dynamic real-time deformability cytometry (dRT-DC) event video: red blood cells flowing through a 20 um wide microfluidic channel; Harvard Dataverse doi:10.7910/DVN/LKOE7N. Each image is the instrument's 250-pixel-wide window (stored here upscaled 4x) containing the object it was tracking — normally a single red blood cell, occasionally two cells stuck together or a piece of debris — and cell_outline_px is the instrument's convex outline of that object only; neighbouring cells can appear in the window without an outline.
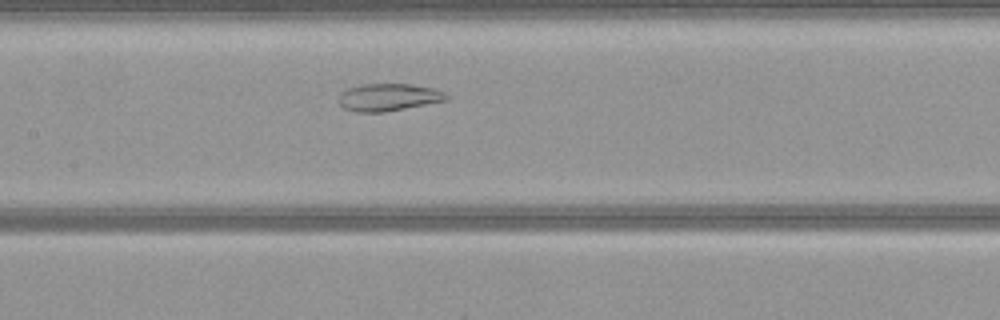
{"species": "common noctule bat (a hibernating species)", "species_latin": "Nyctalus noctula", "temperature_condition": "warm", "stored_images_in_passage": 43, "camera_frame_rate_fps": 3000, "um_per_image_px": 0.085, "animal": {"sex": "female", "body_mass_g": 21.9}, "frame": {"image": 1, "passage_image": 15, "time_ms": 4.667, "image_size_px": [1000, 320], "cell_outline_px": [[448, 100], [384, 112], [356, 112], [344, 108], [340, 104], [340, 92], [344, 88], [360, 84], [412, 84], [436, 88], [444, 92], [448, 96]], "centroid_in_image_um": [33.01, 8.25], "position_along_channel_um": 174.4, "area_um2": 17.34}}
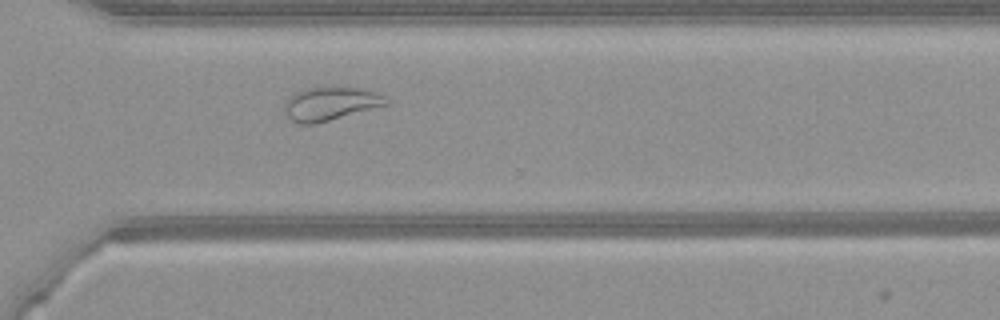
{"frame": {"image": 2, "passage_image": 28, "time_ms": 9.0, "image_size_px": [1000, 320], "cell_outline_px": [[388, 104], [316, 124], [300, 124], [292, 120], [284, 112], [284, 104], [288, 96], [296, 92], [308, 88], [364, 88], [388, 96]], "centroid_in_image_um": [28.09, 8.82], "position_along_channel_um": 342.5, "area_um2": 19.71}}
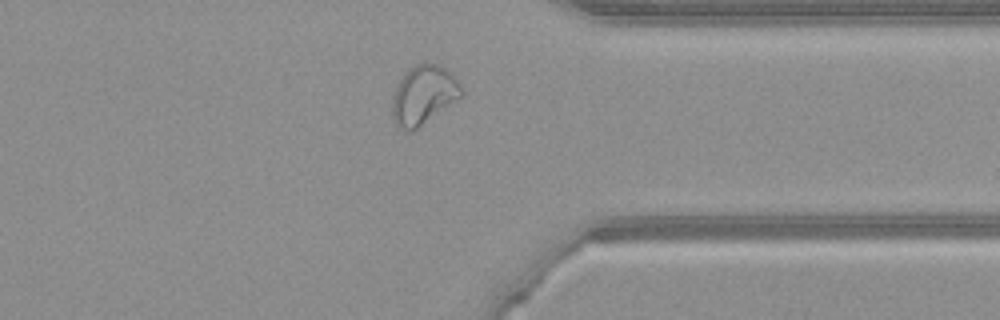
{"frame": {"image": 3, "passage_image": 31, "time_ms": 10.0, "image_size_px": [1000, 320], "cell_outline_px": [[464, 96], [412, 132], [404, 132], [396, 128], [392, 120], [392, 96], [396, 84], [408, 68], [416, 64], [440, 64], [452, 72], [456, 76], [464, 92]], "centroid_in_image_um": [36.0, 8.1], "position_along_channel_um": 375.4, "area_um2": 24.57}}